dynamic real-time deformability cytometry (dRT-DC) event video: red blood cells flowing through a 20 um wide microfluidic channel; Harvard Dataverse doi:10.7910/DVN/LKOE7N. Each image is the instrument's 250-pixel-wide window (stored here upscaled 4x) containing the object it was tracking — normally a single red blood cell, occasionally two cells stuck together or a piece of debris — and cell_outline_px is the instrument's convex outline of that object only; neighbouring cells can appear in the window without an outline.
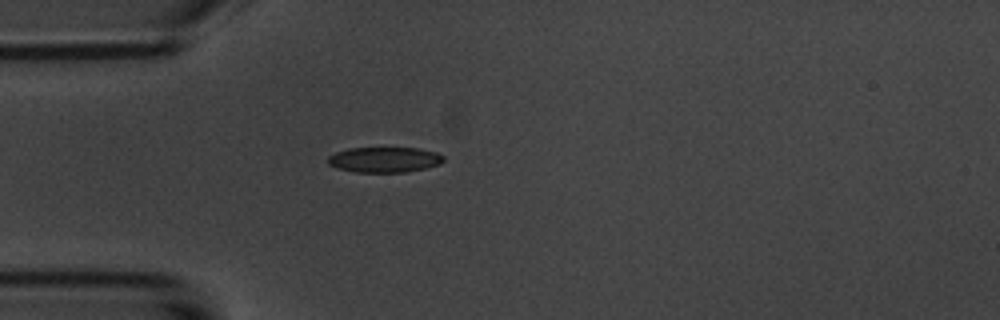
{"species": "common noctule bat (a hibernating species)", "species_latin": "Nyctalus noctula", "temperature_condition": "room temperature", "stored_images_in_passage": 1, "camera_frame_rate_fps": 3000, "um_per_image_px": 0.085, "animal": {"sex": "male", "body_mass_g": 20.1, "forearm_length_mm": 53.5}, "frame": {"image": 1, "passage_image": 1, "time_ms": 0.0, "image_size_px": [1000, 320], "cell_outline_px": [[444, 160], [440, 164], [424, 168], [404, 172], [356, 172], [336, 168], [328, 164], [328, 156], [336, 152], [348, 148], [416, 148], [436, 152], [444, 156]], "centroid_in_image_um": [32.66, 13.57], "position_along_channel_um": 52.3, "area_um2": 17.05}}